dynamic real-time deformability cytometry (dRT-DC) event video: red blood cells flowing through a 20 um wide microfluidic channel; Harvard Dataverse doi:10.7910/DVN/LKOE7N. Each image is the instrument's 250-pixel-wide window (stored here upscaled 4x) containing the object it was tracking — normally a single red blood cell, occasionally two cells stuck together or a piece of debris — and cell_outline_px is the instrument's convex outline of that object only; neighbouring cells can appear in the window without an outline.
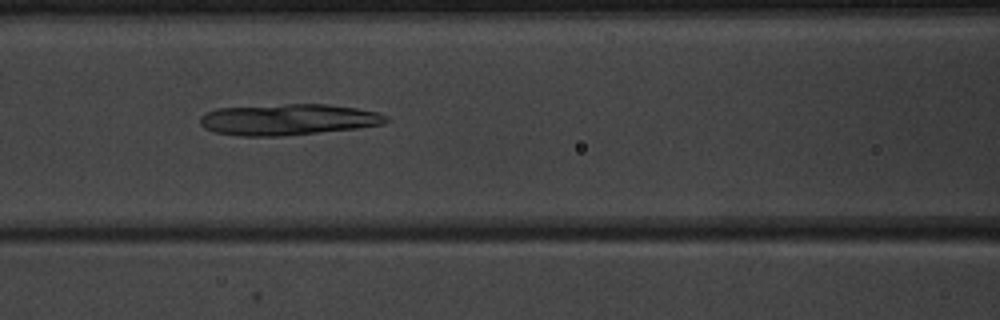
{"species": "common noctule bat (a hibernating species)", "species_latin": "Nyctalus noctula", "temperature_condition": "warm", "stored_images_in_passage": 51, "camera_frame_rate_fps": 3000, "um_per_image_px": 0.085, "animal": {"sex": "male", "body_mass_g": 20.1, "forearm_length_mm": 53.5}, "frame": {"image": 1, "passage_image": 23, "time_ms": 7.333, "image_size_px": [1000, 320], "cell_outline_px": [[392, 120], [384, 124], [356, 128], [280, 136], [240, 136], [216, 132], [204, 128], [200, 124], [200, 116], [216, 108], [288, 104], [328, 104], [356, 108], [376, 112], [388, 116]], "centroid_in_image_um": [24.51, 10.16], "position_along_channel_um": 142.1, "area_um2": 33.7}}
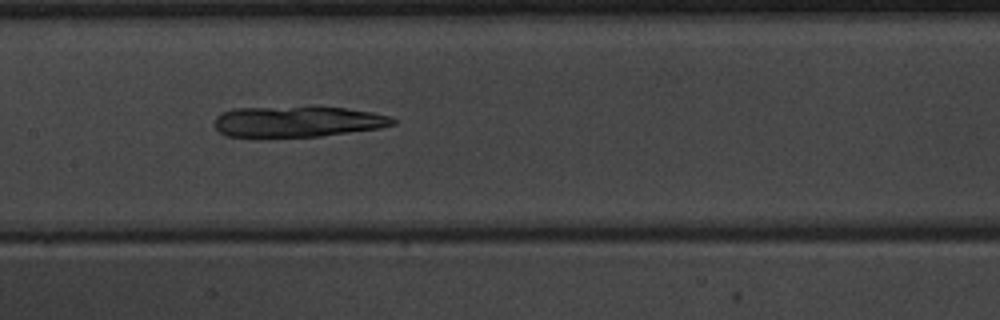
{"frame": {"image": 2, "passage_image": 26, "time_ms": 8.333, "image_size_px": [1000, 320], "cell_outline_px": [[396, 124], [380, 128], [320, 136], [256, 140], [224, 136], [212, 124], [216, 116], [220, 112], [232, 108], [344, 108], [372, 112], [392, 116], [396, 120]], "centroid_in_image_um": [25.17, 10.4], "position_along_channel_um": 182.2, "area_um2": 32.95}}
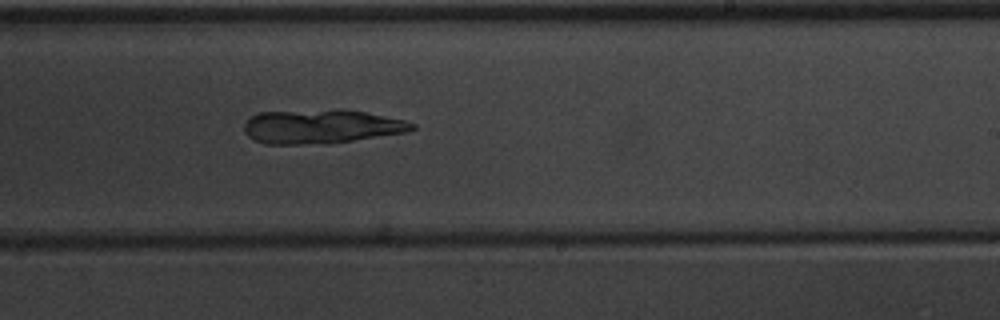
{"frame": {"image": 3, "passage_image": 32, "time_ms": 10.333, "image_size_px": [1000, 320], "cell_outline_px": [[416, 128], [408, 132], [332, 144], [264, 144], [252, 140], [244, 132], [244, 124], [252, 116], [260, 112], [336, 108], [344, 108], [404, 120], [416, 124]], "centroid_in_image_um": [27.31, 10.75], "position_along_channel_um": 261.7, "area_um2": 34.04}}